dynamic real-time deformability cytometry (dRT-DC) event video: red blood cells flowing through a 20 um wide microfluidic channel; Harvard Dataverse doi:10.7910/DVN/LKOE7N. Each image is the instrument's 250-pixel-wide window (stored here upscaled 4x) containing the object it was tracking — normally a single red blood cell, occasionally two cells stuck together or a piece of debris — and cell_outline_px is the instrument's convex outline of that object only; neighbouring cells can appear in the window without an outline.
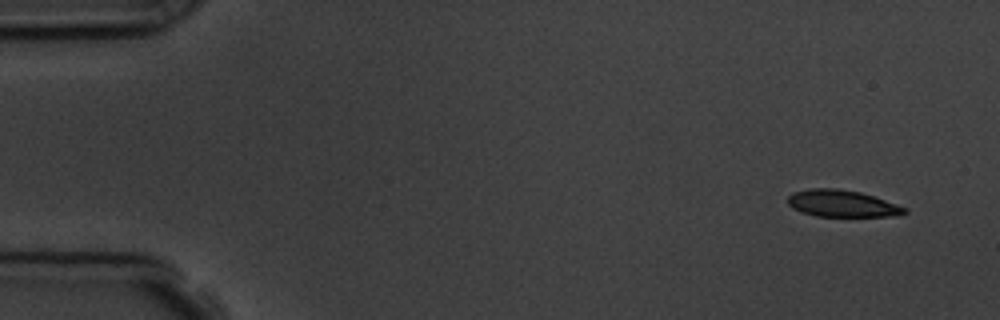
{"species": "common noctule bat (a hibernating species)", "species_latin": "Nyctalus noctula", "temperature_condition": "room temperature", "stored_images_in_passage": 5, "camera_frame_rate_fps": 3000, "um_per_image_px": 0.085, "animal": {"sex": "male", "body_mass_g": 19.5, "forearm_length_mm": 54.6}, "frame": {"image": 1, "passage_image": 1, "time_ms": 0.0, "image_size_px": [1000, 320], "cell_outline_px": [[908, 212], [896, 216], [816, 216], [800, 212], [792, 208], [788, 204], [788, 196], [792, 192], [812, 188], [840, 188], [860, 192], [908, 208]], "centroid_in_image_um": [71.55, 17.3], "position_along_channel_um": 13.4, "area_um2": 18.32}}
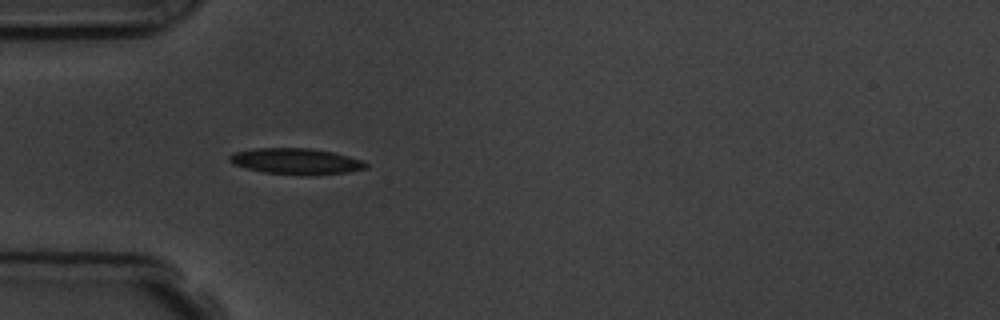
{"frame": {"image": 2, "passage_image": 4, "time_ms": 4.333, "image_size_px": [1000, 320], "cell_outline_px": [[368, 168], [348, 172], [312, 176], [300, 176], [264, 172], [232, 164], [228, 160], [228, 156], [236, 152], [256, 148], [312, 148], [332, 152], [348, 156], [360, 160], [368, 164]], "centroid_in_image_um": [25.18, 13.72], "position_along_channel_um": 59.8, "area_um2": 20.87}}